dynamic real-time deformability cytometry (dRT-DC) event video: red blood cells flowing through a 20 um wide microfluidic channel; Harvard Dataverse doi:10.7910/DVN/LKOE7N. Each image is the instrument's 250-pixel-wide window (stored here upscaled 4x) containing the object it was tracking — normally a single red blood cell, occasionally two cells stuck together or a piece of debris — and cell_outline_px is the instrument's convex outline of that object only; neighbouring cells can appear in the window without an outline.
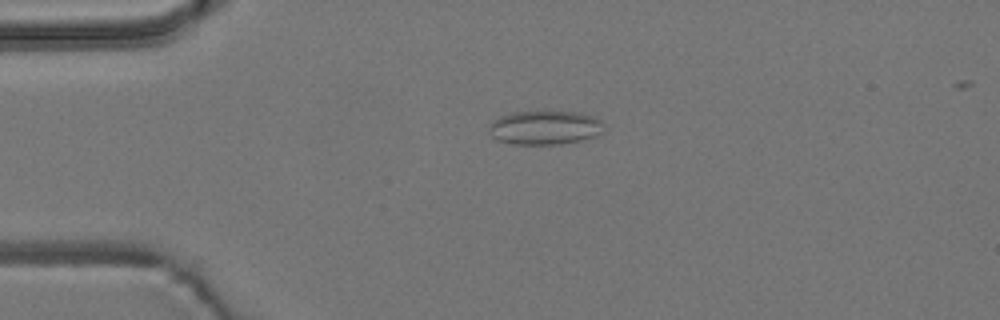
{"species": "common noctule bat (a hibernating species)", "species_latin": "Nyctalus noctula", "temperature_condition": "room temperature", "stored_images_in_passage": 5, "camera_frame_rate_fps": 3000, "um_per_image_px": 0.085, "animal": {"sex": "male", "body_mass_g": 19.2, "forearm_length_mm": 51.8}, "frame": {"image": 1, "passage_image": 4, "time_ms": 1.0, "image_size_px": [1000, 320], "cell_outline_px": [[604, 132], [596, 136], [584, 140], [560, 144], [512, 144], [496, 140], [492, 136], [488, 128], [488, 124], [492, 120], [500, 116], [512, 112], [576, 112], [596, 116], [604, 124]], "centroid_in_image_um": [46.33, 10.85], "position_along_channel_um": 38.7, "area_um2": 23.06}}